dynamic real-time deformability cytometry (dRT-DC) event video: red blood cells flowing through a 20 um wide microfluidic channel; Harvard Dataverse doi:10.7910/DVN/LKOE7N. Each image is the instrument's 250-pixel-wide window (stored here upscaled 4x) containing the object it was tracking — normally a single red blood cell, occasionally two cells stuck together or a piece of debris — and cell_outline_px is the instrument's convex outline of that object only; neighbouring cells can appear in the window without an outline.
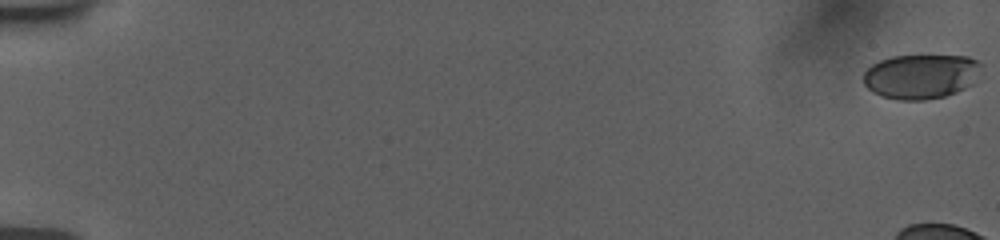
{"species": "human", "species_latin": "Homo sapiens", "temperature_condition": "room temperature", "stored_images_in_passage": 15, "camera_frame_rate_fps": 3000, "um_per_image_px": 0.085, "donor": {"sex": "female"}, "frame": {"image": 1, "passage_image": 1, "time_ms": 0.0, "image_size_px": [1000, 240], "cell_outline_px": [[984, 64], [972, 84], [956, 92], [944, 96], [924, 100], [896, 100], [880, 96], [872, 92], [864, 84], [864, 72], [872, 64], [880, 60], [892, 56], [968, 56]], "centroid_in_image_um": [78.28, 6.5], "position_along_channel_um": 6.7, "area_um2": 30.75}}